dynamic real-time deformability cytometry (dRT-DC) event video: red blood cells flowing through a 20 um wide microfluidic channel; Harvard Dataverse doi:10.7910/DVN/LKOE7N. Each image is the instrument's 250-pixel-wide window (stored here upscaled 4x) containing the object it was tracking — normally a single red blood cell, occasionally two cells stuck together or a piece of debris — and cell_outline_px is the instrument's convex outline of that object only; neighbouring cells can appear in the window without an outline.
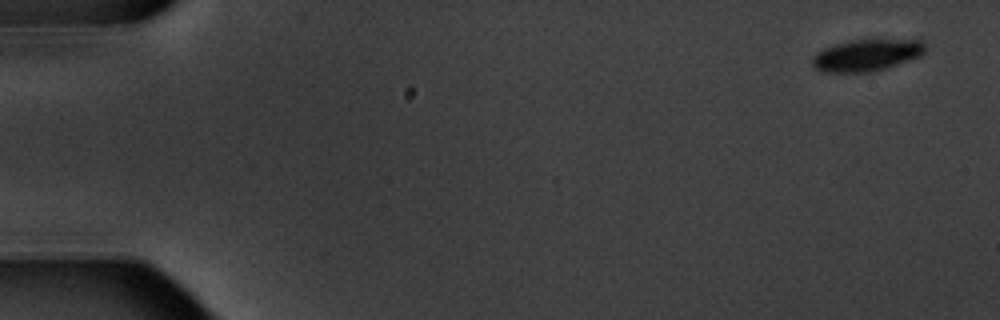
{"species": "common noctule bat (a hibernating species)", "species_latin": "Nyctalus noctula", "temperature_condition": "warm", "stored_images_in_passage": 4, "camera_frame_rate_fps": 3000, "um_per_image_px": 0.085, "animal": {"sex": "male", "body_mass_g": 20.1, "forearm_length_mm": 53.5}, "frame": {"image": 1, "passage_image": 1, "time_ms": 0.0, "image_size_px": [1000, 320], "cell_outline_px": [[924, 52], [920, 56], [888, 68], [872, 72], [820, 72], [812, 64], [812, 56], [816, 52], [824, 48], [848, 40], [920, 40], [924, 44]], "centroid_in_image_um": [73.62, 4.7], "position_along_channel_um": 11.4, "area_um2": 20.87}}